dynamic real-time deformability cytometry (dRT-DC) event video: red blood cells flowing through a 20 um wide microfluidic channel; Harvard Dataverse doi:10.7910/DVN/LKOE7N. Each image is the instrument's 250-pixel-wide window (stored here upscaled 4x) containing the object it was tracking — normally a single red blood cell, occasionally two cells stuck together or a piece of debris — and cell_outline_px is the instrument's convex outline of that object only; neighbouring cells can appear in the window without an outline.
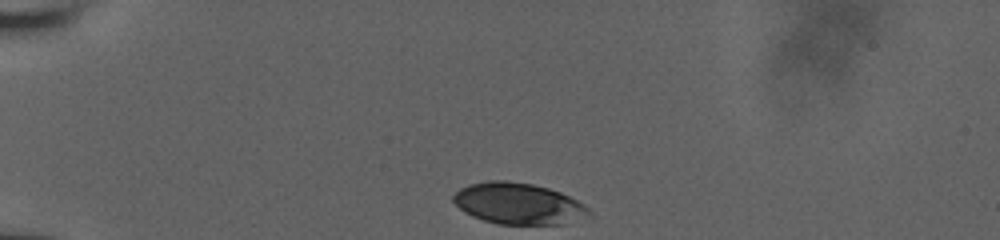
{"species": "human", "species_latin": "Homo sapiens", "temperature_condition": "room temperature", "stored_images_in_passage": 11, "camera_frame_rate_fps": 3000, "um_per_image_px": 0.085, "donor": {"sex": "male"}, "frame": {"image": 1, "passage_image": 1, "time_ms": 0.0, "image_size_px": [1000, 240], "cell_outline_px": [[592, 212], [564, 224], [500, 224], [484, 220], [472, 216], [464, 212], [452, 200], [452, 196], [460, 188], [468, 184], [488, 180], [504, 180], [532, 184], [548, 188], [560, 192], [584, 204]], "centroid_in_image_um": [44.0, 17.29], "position_along_channel_um": 41.0, "area_um2": 32.37}}
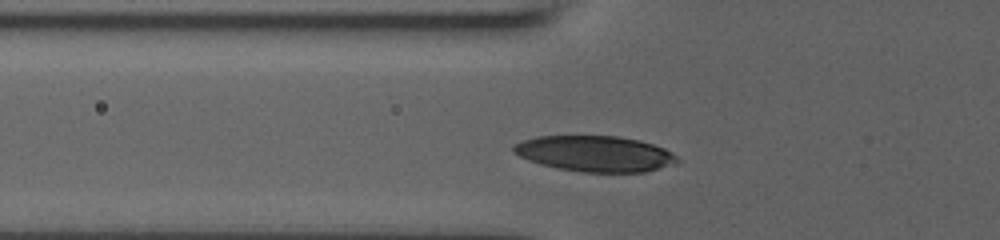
{"frame": {"image": 2, "passage_image": 8, "time_ms": 2.333, "image_size_px": [1000, 240], "cell_outline_px": [[680, 160], [660, 168], [644, 172], [580, 172], [556, 168], [540, 164], [528, 160], [512, 152], [512, 144], [536, 136], [620, 136], [640, 140], [664, 148], [672, 152]], "centroid_in_image_um": [50.54, 13.06], "position_along_channel_um": 75.3, "area_um2": 34.22}}